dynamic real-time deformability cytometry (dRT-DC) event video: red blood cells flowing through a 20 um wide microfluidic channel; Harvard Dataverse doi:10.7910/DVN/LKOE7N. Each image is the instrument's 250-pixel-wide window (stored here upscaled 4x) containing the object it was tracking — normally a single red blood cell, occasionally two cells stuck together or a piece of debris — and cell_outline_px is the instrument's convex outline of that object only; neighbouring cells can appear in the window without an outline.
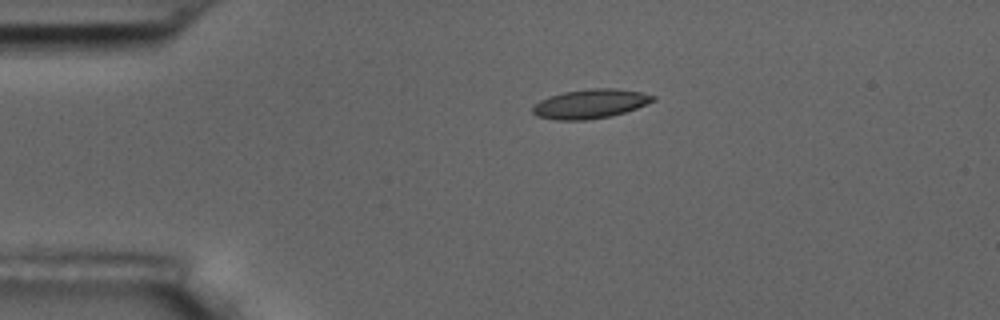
{"species": "common noctule bat (a hibernating species)", "species_latin": "Nyctalus noctula", "temperature_condition": "room temperature", "stored_images_in_passage": 2, "camera_frame_rate_fps": 3000, "um_per_image_px": 0.085, "animal": {"sex": "male", "body_mass_g": 17.5, "forearm_length_mm": 52.3}, "frame": {"image": 1, "passage_image": 1, "time_ms": 0.0, "image_size_px": [1000, 320], "cell_outline_px": [[656, 100], [636, 108], [612, 116], [584, 120], [556, 120], [536, 116], [532, 112], [532, 108], [540, 100], [548, 96], [564, 92], [592, 88], [612, 88], [640, 92], [656, 96]], "centroid_in_image_um": [50.16, 8.83], "position_along_channel_um": 34.8, "area_um2": 20.4}}